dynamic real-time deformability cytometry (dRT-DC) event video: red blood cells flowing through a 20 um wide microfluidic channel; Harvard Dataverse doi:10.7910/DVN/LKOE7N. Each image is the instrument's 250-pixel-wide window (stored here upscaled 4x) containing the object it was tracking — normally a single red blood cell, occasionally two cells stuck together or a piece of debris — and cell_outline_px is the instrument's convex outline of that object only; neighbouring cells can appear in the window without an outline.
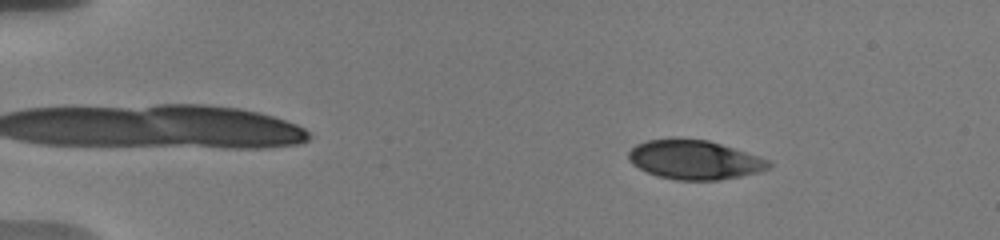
{"species": "human", "species_latin": "Homo sapiens", "temperature_condition": "warm", "stored_images_in_passage": 54, "camera_frame_rate_fps": 3000, "um_per_image_px": 0.085, "donor": {"sex": "male"}, "frame": {"image": 1, "passage_image": 8, "time_ms": 2.333, "image_size_px": [1000, 240], "cell_outline_px": [[772, 164], [768, 168], [756, 172], [740, 176], [720, 180], [676, 180], [656, 176], [632, 164], [628, 160], [628, 152], [636, 144], [648, 140], [708, 140], [768, 160]], "centroid_in_image_um": [58.99, 13.61], "position_along_channel_um": 26.0, "area_um2": 31.21}}
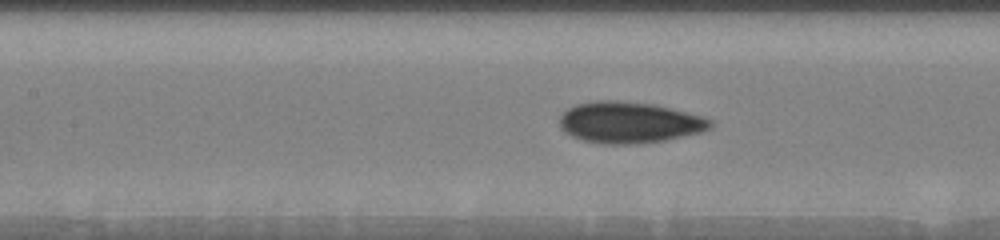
{"frame": {"image": 2, "passage_image": 26, "time_ms": 8.333, "image_size_px": [1000, 240], "cell_outline_px": [[712, 124], [708, 128], [700, 132], [664, 140], [628, 144], [604, 144], [584, 140], [572, 136], [564, 132], [560, 128], [560, 116], [568, 108], [576, 104], [596, 100], [616, 100], [652, 104], [704, 116], [712, 120]], "centroid_in_image_um": [53.45, 10.4], "position_along_channel_um": 153.9, "area_um2": 35.95}}
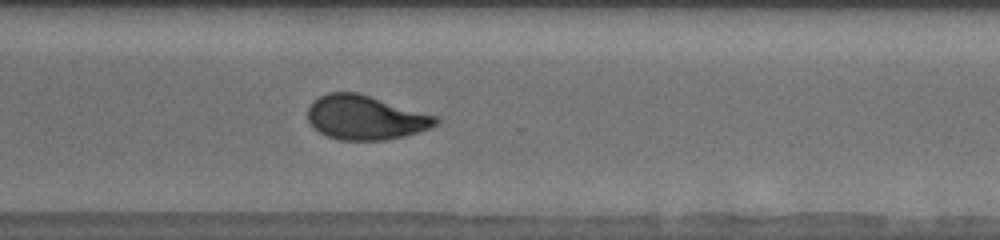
{"frame": {"image": 3, "passage_image": 41, "time_ms": 13.333, "image_size_px": [1000, 240], "cell_outline_px": [[440, 120], [436, 124], [428, 128], [404, 136], [384, 140], [340, 140], [328, 136], [320, 132], [308, 120], [308, 108], [312, 100], [328, 92], [356, 92], [440, 116]], "centroid_in_image_um": [31.07, 9.98], "position_along_channel_um": 339.5, "area_um2": 32.95}, "authors_computed_cell_mechanics": {"area_um2": 33.6396, "velocity_mm_per_s": 3.7214, "shape_relaxation_time_tau1_ms": 7.1626, "shape_relaxation_time_tau2_ms": 1.7354, "deformation_change_tau1": 0.1746, "deformation_change_tau2": 0.046}}